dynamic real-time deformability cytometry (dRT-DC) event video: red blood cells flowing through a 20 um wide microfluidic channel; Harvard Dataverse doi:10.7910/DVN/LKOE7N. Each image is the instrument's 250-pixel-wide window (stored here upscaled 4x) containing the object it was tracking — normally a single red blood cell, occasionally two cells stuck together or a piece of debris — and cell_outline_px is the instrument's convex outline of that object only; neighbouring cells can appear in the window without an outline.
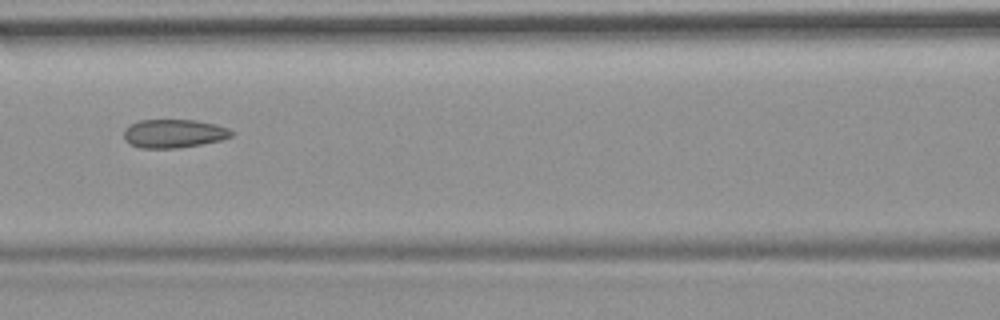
{"species": "common noctule bat (a hibernating species)", "species_latin": "Nyctalus noctula", "temperature_condition": "room temperature", "stored_images_in_passage": 9, "camera_frame_rate_fps": 3000, "um_per_image_px": 0.085, "animal": {"sex": "female", "body_mass_g": 19.9}, "frame": {"image": 1, "passage_image": 6, "time_ms": 6.0, "image_size_px": [1000, 320], "cell_outline_px": [[232, 136], [220, 140], [204, 144], [180, 148], [140, 148], [128, 144], [124, 140], [124, 128], [140, 120], [196, 120], [216, 124], [228, 128], [232, 132]], "centroid_in_image_um": [14.75, 11.36], "position_along_channel_um": 151.8, "area_um2": 18.03}}
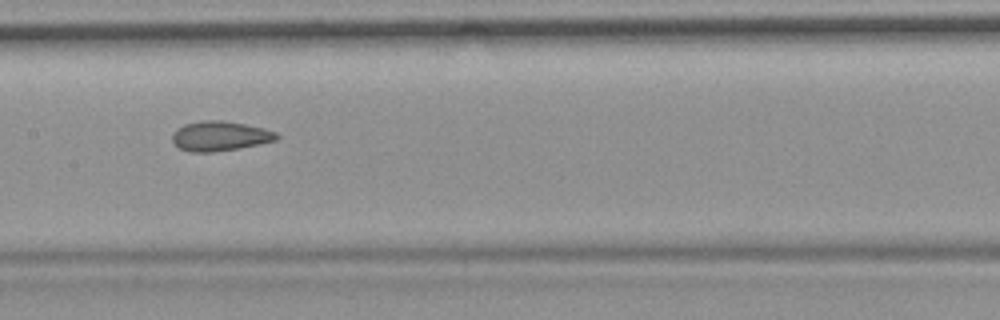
{"frame": {"image": 2, "passage_image": 7, "time_ms": 7.0, "image_size_px": [1000, 320], "cell_outline_px": [[280, 136], [276, 140], [260, 144], [212, 152], [188, 152], [180, 148], [172, 140], [172, 132], [176, 128], [184, 124], [200, 120], [224, 120], [264, 128], [276, 132]], "centroid_in_image_um": [18.67, 11.55], "position_along_channel_um": 188.7, "area_um2": 18.15}}